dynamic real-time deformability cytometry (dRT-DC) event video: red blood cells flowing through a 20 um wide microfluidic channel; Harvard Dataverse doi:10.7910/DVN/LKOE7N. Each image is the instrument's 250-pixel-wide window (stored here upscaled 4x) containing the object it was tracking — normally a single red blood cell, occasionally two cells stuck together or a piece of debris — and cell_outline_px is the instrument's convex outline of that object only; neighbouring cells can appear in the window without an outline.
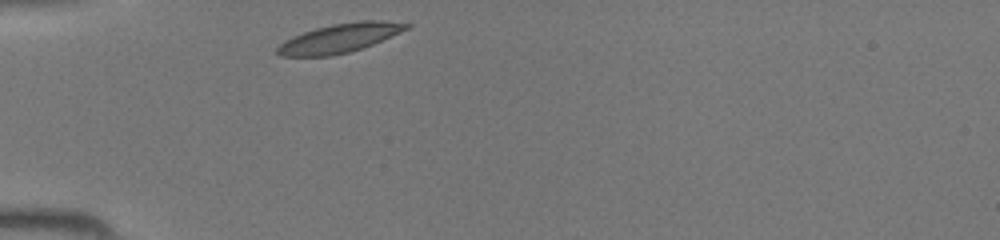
{"species": "common noctule bat (a hibernating species)", "species_latin": "Nyctalus noctula", "temperature_condition": "room temperature", "stored_images_in_passage": 27, "camera_frame_rate_fps": 3000, "um_per_image_px": 0.085, "animal": {"sex": "female", "body_mass_g": 19.5, "forearm_length_mm": 54.1}, "frame": {"image": 1, "passage_image": 1, "time_ms": 0.0, "image_size_px": [1000, 240], "cell_outline_px": [[412, 28], [372, 44], [348, 52], [332, 56], [280, 56], [276, 52], [276, 48], [284, 40], [292, 36], [316, 28], [332, 24], [360, 20], [380, 20], [412, 24]], "centroid_in_image_um": [28.89, 3.23], "position_along_channel_um": 56.1, "area_um2": 21.85}}
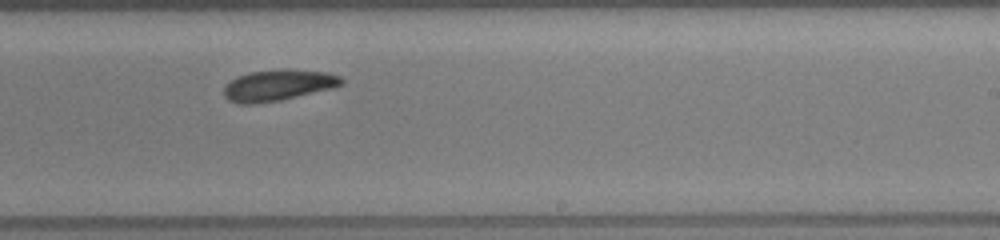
{"frame": {"image": 2, "passage_image": 16, "time_ms": 5.0, "image_size_px": [1000, 240], "cell_outline_px": [[344, 84], [332, 88], [280, 100], [256, 104], [240, 104], [228, 100], [224, 96], [224, 88], [232, 80], [248, 72], [284, 68], [292, 68], [328, 72], [340, 76], [344, 80]], "centroid_in_image_um": [23.68, 7.23], "position_along_channel_um": 265.3, "area_um2": 21.5}}
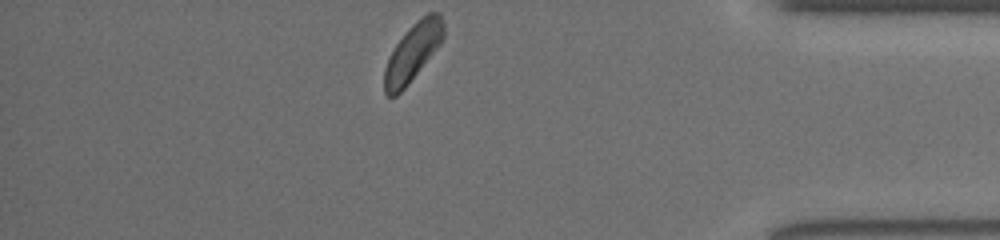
{"frame": {"image": 3, "passage_image": 27, "time_ms": 8.667, "image_size_px": [1000, 240], "cell_outline_px": [[444, 36], [440, 44], [408, 84], [396, 96], [388, 96], [384, 92], [384, 68], [396, 44], [408, 28], [416, 20], [428, 12], [440, 12], [444, 24]], "centroid_in_image_um": [35.09, 4.41], "position_along_channel_um": 400.1, "area_um2": 19.71}}